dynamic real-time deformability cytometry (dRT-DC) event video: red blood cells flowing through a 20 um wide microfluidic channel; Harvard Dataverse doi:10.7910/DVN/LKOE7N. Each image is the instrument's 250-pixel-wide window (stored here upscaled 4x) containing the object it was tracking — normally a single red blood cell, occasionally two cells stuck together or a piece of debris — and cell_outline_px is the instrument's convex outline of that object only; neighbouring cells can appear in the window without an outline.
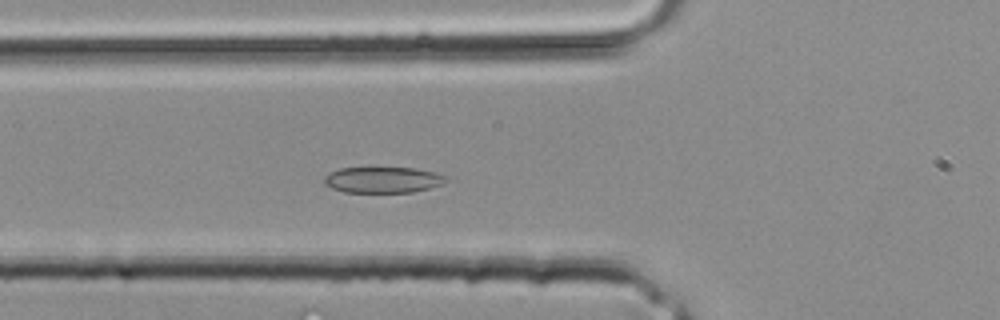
{"species": "common noctule bat (a hibernating species)", "species_latin": "Nyctalus noctula", "temperature_condition": "room temperature", "stored_images_in_passage": 32, "camera_frame_rate_fps": 3000, "um_per_image_px": 0.085, "animal": {"sex": "male", "body_mass_g": 20.4}, "frame": {"image": 1, "passage_image": 10, "time_ms": 3.0, "image_size_px": [1000, 320], "cell_outline_px": [[448, 180], [444, 184], [412, 192], [344, 192], [332, 188], [324, 184], [324, 176], [340, 168], [416, 168], [436, 172], [448, 176]], "centroid_in_image_um": [32.59, 15.28], "position_along_channel_um": 93.2, "area_um2": 18.5}}
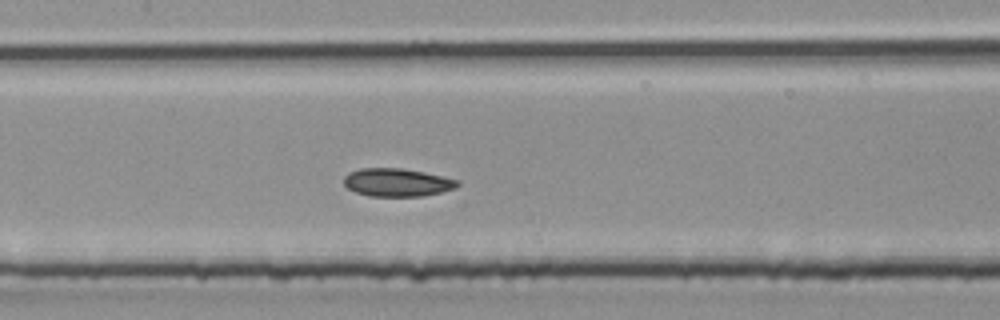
{"frame": {"image": 2, "passage_image": 14, "time_ms": 4.333, "image_size_px": [1000, 320], "cell_outline_px": [[460, 184], [456, 188], [424, 196], [368, 196], [356, 192], [348, 188], [344, 184], [344, 176], [348, 172], [360, 168], [400, 168], [424, 172], [460, 180]], "centroid_in_image_um": [33.75, 15.5], "position_along_channel_um": 173.6, "area_um2": 18.67}}
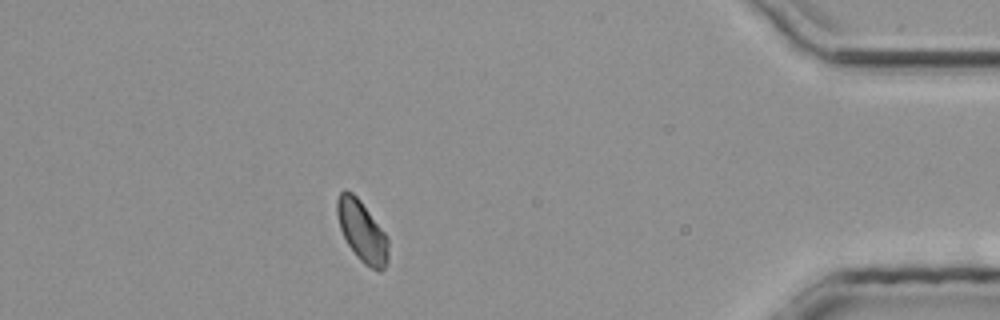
{"frame": {"image": 3, "passage_image": 28, "time_ms": 9.0, "image_size_px": [1000, 320], "cell_outline_px": [[388, 264], [380, 272], [364, 264], [356, 256], [348, 244], [340, 228], [336, 212], [336, 200], [340, 192], [344, 188], [352, 192], [360, 200], [388, 236]], "centroid_in_image_um": [30.78, 19.65], "position_along_channel_um": 404.4, "area_um2": 18.38}}